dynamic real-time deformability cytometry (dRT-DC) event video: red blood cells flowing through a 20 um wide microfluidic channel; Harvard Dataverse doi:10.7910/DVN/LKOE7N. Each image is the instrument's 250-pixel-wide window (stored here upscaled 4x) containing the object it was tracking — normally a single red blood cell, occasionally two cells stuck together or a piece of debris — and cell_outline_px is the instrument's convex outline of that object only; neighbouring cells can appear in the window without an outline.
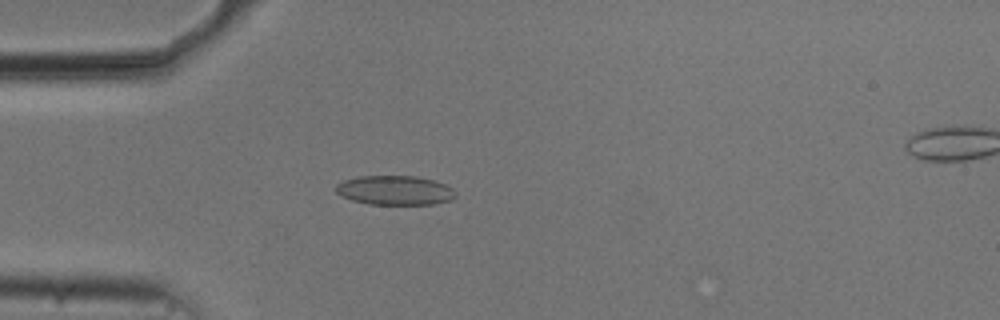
{"species": "common noctule bat (a hibernating species)", "species_latin": "Nyctalus noctula", "temperature_condition": "cold", "stored_images_in_passage": 53, "camera_frame_rate_fps": 3000, "um_per_image_px": 0.085, "animal": {"sex": "male", "body_mass_g": 20.5, "forearm_length_mm": 52.5}, "frame": {"image": 1, "passage_image": 14, "time_ms": 4.333, "image_size_px": [1000, 320], "cell_outline_px": [[456, 196], [452, 200], [432, 204], [368, 204], [352, 200], [340, 196], [336, 192], [336, 184], [344, 180], [360, 176], [416, 176], [432, 180], [444, 184], [452, 188], [456, 192]], "centroid_in_image_um": [33.56, 16.18], "position_along_channel_um": 51.4, "area_um2": 20.46}}
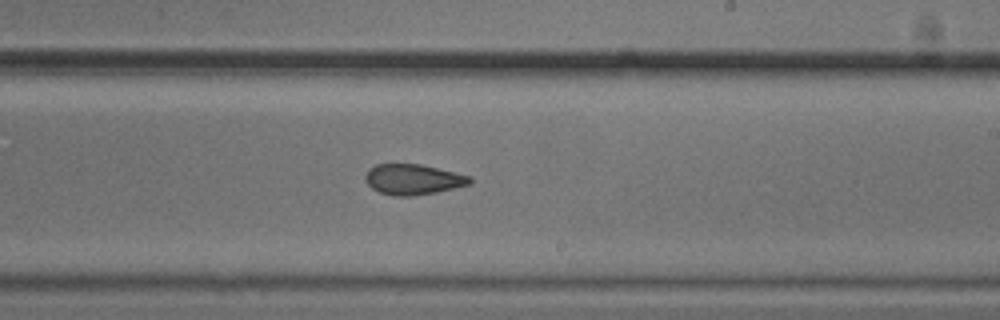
{"frame": {"image": 2, "passage_image": 31, "time_ms": 10.0, "image_size_px": [1000, 320], "cell_outline_px": [[472, 184], [436, 192], [412, 196], [392, 196], [380, 192], [372, 188], [364, 180], [364, 176], [368, 168], [376, 164], [420, 164], [472, 176]], "centroid_in_image_um": [35.1, 15.25], "position_along_channel_um": 253.9, "area_um2": 18.73}}
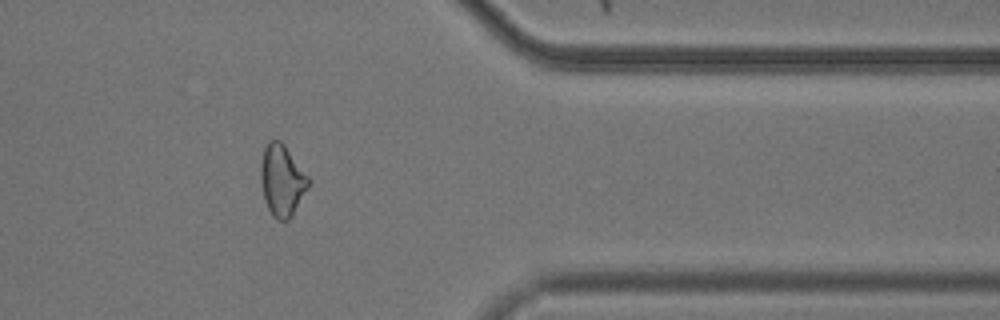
{"frame": {"image": 3, "passage_image": 43, "time_ms": 14.0, "image_size_px": [1000, 320], "cell_outline_px": [[308, 188], [292, 216], [288, 220], [276, 220], [272, 216], [264, 200], [260, 180], [260, 164], [264, 148], [268, 140], [280, 140], [284, 144], [308, 176]], "centroid_in_image_um": [23.94, 15.34], "position_along_channel_um": 387.5, "area_um2": 19.88}, "authors_computed_cell_mechanics": {"area_um2": 19.9988, "velocity_mm_per_s": 3.7177, "shape_relaxation_time_tau1_ms": 5.0097, "shape_relaxation_time_tau2_ms": 3.4853, "deformation_change_tau1": 0.0964, "deformation_change_tau2": 0.0953}}